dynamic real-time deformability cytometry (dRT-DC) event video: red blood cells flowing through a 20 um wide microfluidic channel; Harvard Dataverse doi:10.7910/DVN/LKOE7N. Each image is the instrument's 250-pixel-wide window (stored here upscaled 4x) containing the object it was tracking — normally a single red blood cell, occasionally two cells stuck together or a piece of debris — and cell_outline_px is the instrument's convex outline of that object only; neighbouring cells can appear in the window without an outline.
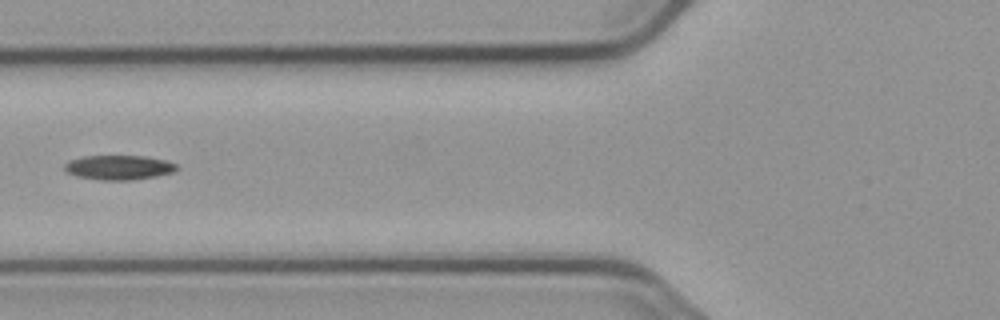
{"species": "common noctule bat (a hibernating species)", "species_latin": "Nyctalus noctula", "temperature_condition": "cold", "stored_images_in_passage": 6, "camera_frame_rate_fps": 3000, "um_per_image_px": 0.085, "animal": {"sex": "male", "body_mass_g": 23.1, "forearm_length_mm": 52.7}, "frame": {"image": 1, "passage_image": 5, "time_ms": 6.0, "image_size_px": [1000, 320], "cell_outline_px": [[176, 168], [172, 172], [156, 176], [132, 180], [96, 180], [76, 176], [68, 172], [64, 168], [64, 164], [68, 160], [84, 156], [144, 156], [164, 160], [176, 164]], "centroid_in_image_um": [10.04, 14.24], "position_along_channel_um": 115.8, "area_um2": 15.95}}
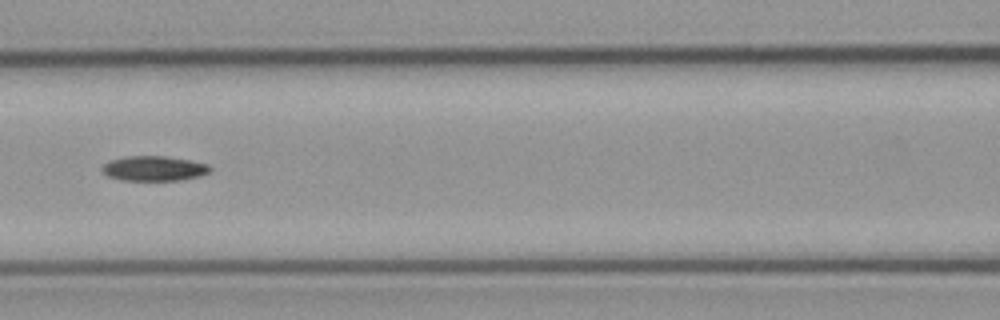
{"frame": {"image": 2, "passage_image": 6, "time_ms": 7.0, "image_size_px": [1000, 320], "cell_outline_px": [[212, 168], [208, 172], [200, 176], [180, 180], [120, 180], [108, 176], [100, 168], [108, 160], [124, 156], [164, 156], [192, 160], [208, 164]], "centroid_in_image_um": [13.07, 14.31], "position_along_channel_um": 153.5, "area_um2": 15.78}}